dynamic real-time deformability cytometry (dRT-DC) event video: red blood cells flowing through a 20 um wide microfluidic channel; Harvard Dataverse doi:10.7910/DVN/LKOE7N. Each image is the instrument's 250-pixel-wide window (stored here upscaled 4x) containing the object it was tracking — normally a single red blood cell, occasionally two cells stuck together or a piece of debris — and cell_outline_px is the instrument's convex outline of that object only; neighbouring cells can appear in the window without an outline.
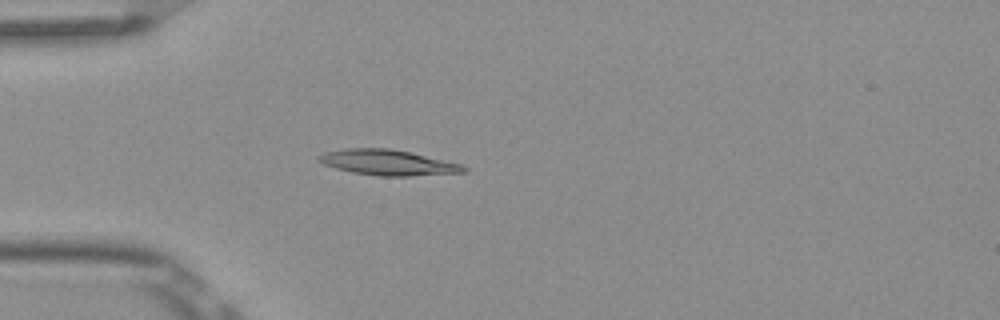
{"species": "Egyptian fruit bat (a non-hibernating species)", "species_latin": "Rousettus aegyptiacus", "temperature_condition": "room temperature", "stored_images_in_passage": 4, "camera_frame_rate_fps": 3000, "um_per_image_px": 0.085, "frame": {"image": 1, "passage_image": 4, "time_ms": 1.0, "image_size_px": [1000, 320], "cell_outline_px": [[468, 172], [408, 176], [380, 176], [352, 172], [336, 168], [324, 164], [316, 160], [316, 156], [324, 152], [344, 148], [392, 148], [460, 164], [468, 168]], "centroid_in_image_um": [32.92, 13.81], "position_along_channel_um": 52.1, "area_um2": 21.5}}